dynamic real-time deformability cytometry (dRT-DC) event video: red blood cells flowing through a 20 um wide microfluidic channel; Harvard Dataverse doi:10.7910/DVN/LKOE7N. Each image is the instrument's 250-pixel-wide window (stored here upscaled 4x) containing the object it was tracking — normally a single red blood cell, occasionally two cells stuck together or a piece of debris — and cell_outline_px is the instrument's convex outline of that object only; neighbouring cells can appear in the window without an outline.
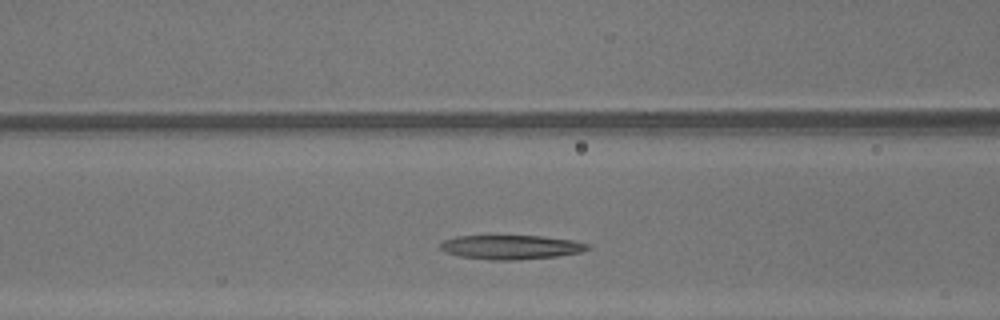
{"species": "common noctule bat (a hibernating species)", "species_latin": "Nyctalus noctula", "temperature_condition": "warm", "stored_images_in_passage": 27, "camera_frame_rate_fps": 3000, "um_per_image_px": 0.085, "animal": {"sex": "male", "body_mass_g": 13.3}, "frame": {"image": 1, "passage_image": 9, "time_ms": 2.667, "image_size_px": [1000, 320], "cell_outline_px": [[592, 248], [580, 252], [556, 256], [516, 260], [488, 260], [460, 256], [444, 252], [440, 248], [440, 244], [444, 240], [456, 236], [540, 236], [572, 240], [592, 244]], "centroid_in_image_um": [43.45, 21.01], "position_along_channel_um": 123.2, "area_um2": 20.81}}
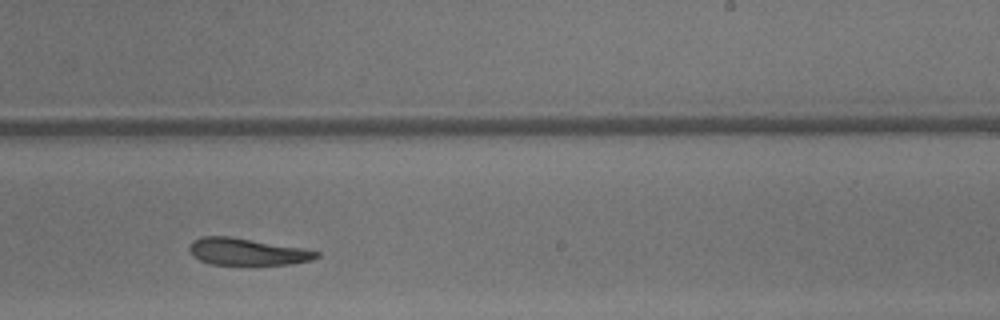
{"frame": {"image": 2, "passage_image": 19, "time_ms": 6.0, "image_size_px": [1000, 320], "cell_outline_px": [[320, 256], [312, 260], [292, 264], [212, 264], [200, 260], [192, 256], [188, 248], [192, 240], [200, 236], [228, 236], [300, 248], [320, 252]], "centroid_in_image_um": [20.96, 21.39], "position_along_channel_um": 268.0, "area_um2": 19.71}}
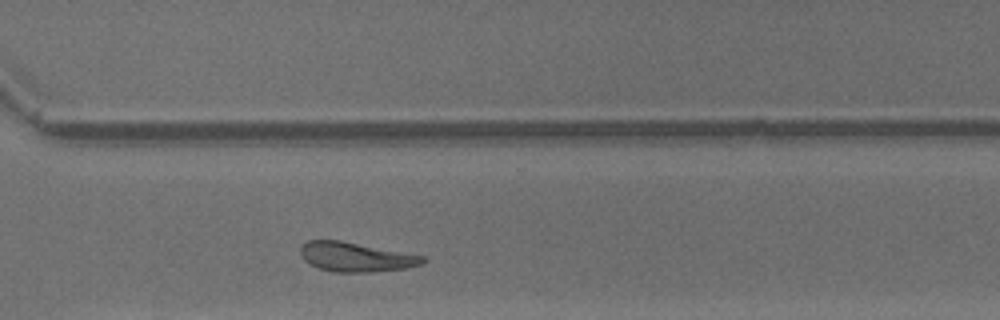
{"frame": {"image": 3, "passage_image": 24, "time_ms": 7.667, "image_size_px": [1000, 320], "cell_outline_px": [[428, 260], [420, 264], [408, 268], [372, 272], [332, 272], [320, 268], [304, 260], [300, 256], [300, 248], [308, 240], [340, 240], [428, 256]], "centroid_in_image_um": [30.3, 21.84], "position_along_channel_um": 340.3, "area_um2": 21.15}, "authors_computed_cell_mechanics": {"area_um2": 21.0392, "velocity_mm_per_s": 4.3567, "shape_relaxation_time_tau1_ms": 8.1468, "shape_relaxation_time_tau2_ms": 4.0042, "deformation_change_tau1": 0.23, "deformation_change_tau2": 0.1288}}